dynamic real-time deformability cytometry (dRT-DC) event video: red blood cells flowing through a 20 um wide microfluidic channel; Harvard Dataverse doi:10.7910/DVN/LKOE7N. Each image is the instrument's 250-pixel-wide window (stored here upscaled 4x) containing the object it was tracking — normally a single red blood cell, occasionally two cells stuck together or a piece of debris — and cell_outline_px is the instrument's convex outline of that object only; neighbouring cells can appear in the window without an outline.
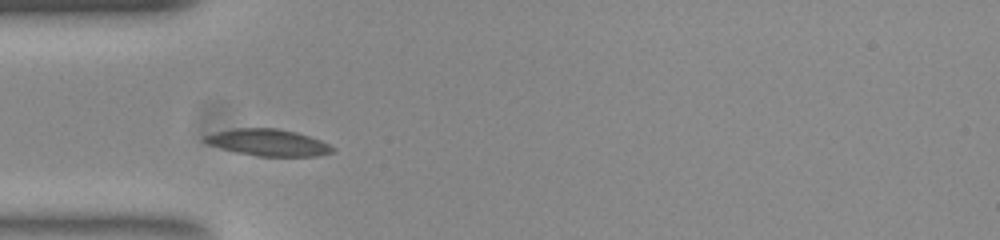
{"species": "common noctule bat (a hibernating species)", "species_latin": "Nyctalus noctula", "temperature_condition": "room temperature", "stored_images_in_passage": 27, "camera_frame_rate_fps": 3000, "um_per_image_px": 0.085, "animal": {"sex": "female", "body_mass_g": 23.0, "forearm_length_mm": 53.4}, "frame": {"image": 1, "passage_image": 1, "time_ms": 0.0, "image_size_px": [1000, 240], "cell_outline_px": [[336, 148], [332, 152], [316, 156], [256, 156], [236, 152], [220, 148], [208, 144], [204, 140], [204, 136], [216, 132], [232, 128], [276, 128], [296, 132], [320, 140]], "centroid_in_image_um": [22.78, 12.11], "position_along_channel_um": 62.2, "area_um2": 19.77}}
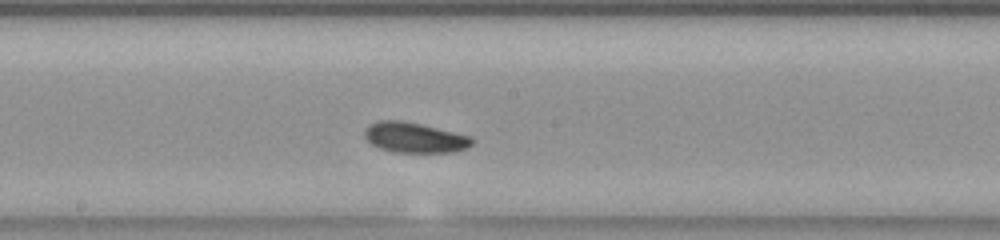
{"frame": {"image": 2, "passage_image": 13, "time_ms": 4.0, "image_size_px": [1000, 240], "cell_outline_px": [[476, 140], [472, 144], [464, 148], [452, 152], [392, 152], [380, 148], [372, 144], [364, 136], [364, 128], [368, 124], [380, 120], [400, 120], [420, 124], [472, 136]], "centroid_in_image_um": [35.22, 11.68], "position_along_channel_um": 213.0, "area_um2": 18.96}}
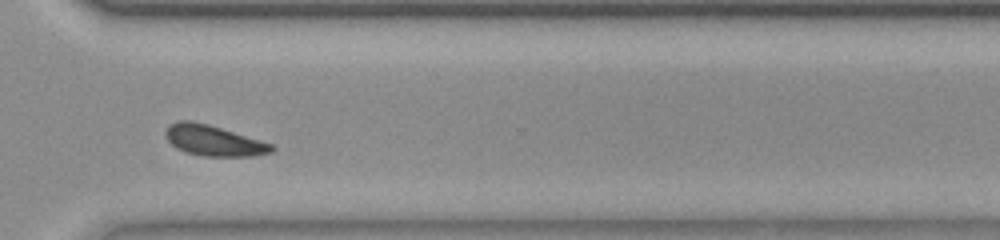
{"frame": {"image": 3, "passage_image": 24, "time_ms": 7.667, "image_size_px": [1000, 240], "cell_outline_px": [[276, 148], [272, 152], [252, 156], [204, 156], [184, 152], [176, 148], [168, 140], [164, 132], [168, 124], [176, 120], [192, 120], [208, 124], [272, 144]], "centroid_in_image_um": [18.11, 11.94], "position_along_channel_um": 352.5, "area_um2": 18.96}, "authors_computed_cell_mechanics": {"area_um2": 18.7272, "velocity_mm_per_s": 3.7935, "shape_relaxation_time_tau1_ms": 2.831, "shape_relaxation_time_tau2_ms": 7.1967, "deformation_change_tau1": 0.0769, "deformation_change_tau2": 0.1558}}